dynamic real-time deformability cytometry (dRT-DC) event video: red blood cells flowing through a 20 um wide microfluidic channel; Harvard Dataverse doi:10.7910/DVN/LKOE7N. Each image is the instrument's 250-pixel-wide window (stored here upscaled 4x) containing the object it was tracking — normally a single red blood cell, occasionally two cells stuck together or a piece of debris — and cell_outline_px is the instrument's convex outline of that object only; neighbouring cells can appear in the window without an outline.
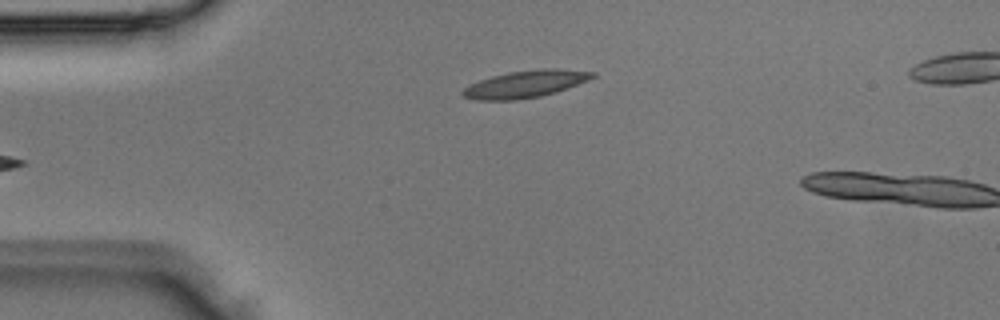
{"species": "Egyptian fruit bat (a non-hibernating species)", "species_latin": "Rousettus aegyptiacus", "temperature_condition": "room temperature", "stored_images_in_passage": 4, "camera_frame_rate_fps": 3000, "um_per_image_px": 0.085, "animal": {"sex": "male"}, "frame": {"image": 1, "passage_image": 4, "time_ms": 1.0, "image_size_px": [1000, 320], "cell_outline_px": [[596, 76], [588, 80], [568, 88], [556, 92], [540, 96], [516, 100], [476, 100], [464, 96], [460, 92], [468, 84], [492, 76], [508, 72], [544, 68], [556, 68], [596, 72]], "centroid_in_image_um": [44.66, 7.14], "position_along_channel_um": 40.3, "area_um2": 20.58}}